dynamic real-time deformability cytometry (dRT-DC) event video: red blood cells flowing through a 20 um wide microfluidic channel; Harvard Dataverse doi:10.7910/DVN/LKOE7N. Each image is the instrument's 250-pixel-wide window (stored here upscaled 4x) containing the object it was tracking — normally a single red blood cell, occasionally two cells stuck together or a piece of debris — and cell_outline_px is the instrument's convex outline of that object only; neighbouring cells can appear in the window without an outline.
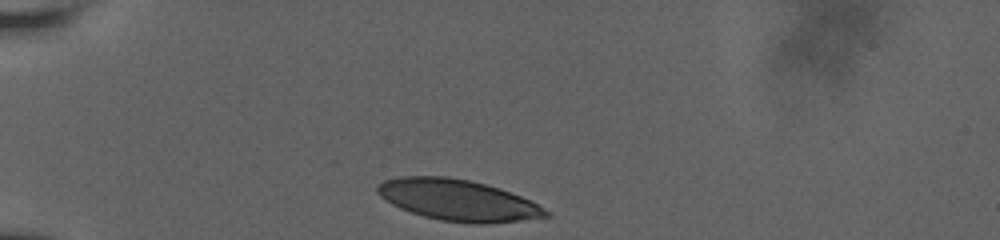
{"species": "human", "species_latin": "Homo sapiens", "temperature_condition": "room temperature", "stored_images_in_passage": 33, "camera_frame_rate_fps": 3000, "um_per_image_px": 0.085, "donor": {"sex": "male"}, "frame": {"image": 1, "passage_image": 1, "time_ms": 0.0, "image_size_px": [1000, 240], "cell_outline_px": [[552, 216], [520, 220], [484, 224], [472, 224], [440, 220], [424, 216], [400, 208], [384, 200], [376, 192], [376, 184], [384, 180], [400, 176], [448, 176], [468, 180], [500, 188], [520, 196], [552, 212]], "centroid_in_image_um": [38.89, 17.01], "position_along_channel_um": 46.1, "area_um2": 40.46}}
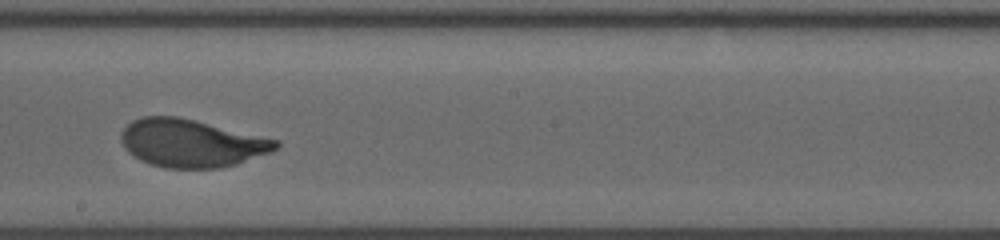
{"frame": {"image": 2, "passage_image": 19, "time_ms": 6.0, "image_size_px": [1000, 240], "cell_outline_px": [[280, 144], [272, 152], [236, 164], [220, 168], [164, 168], [148, 164], [140, 160], [128, 152], [124, 148], [120, 140], [120, 132], [132, 120], [140, 116], [176, 116], [280, 140]], "centroid_in_image_um": [16.24, 12.17], "position_along_channel_um": 232.0, "area_um2": 43.29}}
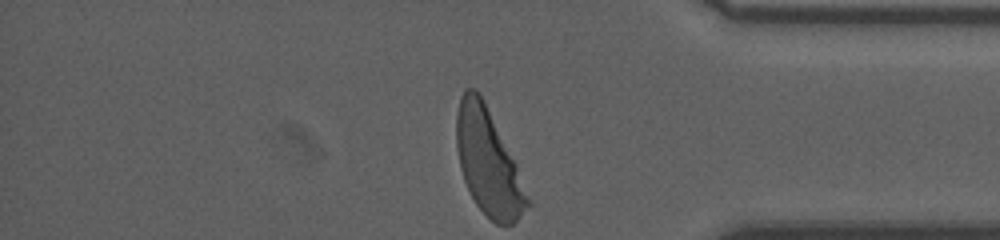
{"frame": {"image": 3, "passage_image": 33, "time_ms": 10.667, "image_size_px": [1000, 240], "cell_outline_px": [[532, 204], [512, 224], [496, 224], [476, 204], [464, 180], [460, 168], [456, 148], [456, 116], [460, 96], [464, 88], [472, 88], [484, 100], [516, 164]], "centroid_in_image_um": [41.49, 13.78], "position_along_channel_um": 393.7, "area_um2": 43.23}, "authors_computed_cell_mechanics": {"area_um2": 43.1188, "velocity_mm_per_s": 3.7645, "shape_relaxation_time_tau1_ms": 3.242, "shape_relaxation_time_tau2_ms": null, "deformation_change_tau1": 0.1756, "deformation_change_tau2": null}}